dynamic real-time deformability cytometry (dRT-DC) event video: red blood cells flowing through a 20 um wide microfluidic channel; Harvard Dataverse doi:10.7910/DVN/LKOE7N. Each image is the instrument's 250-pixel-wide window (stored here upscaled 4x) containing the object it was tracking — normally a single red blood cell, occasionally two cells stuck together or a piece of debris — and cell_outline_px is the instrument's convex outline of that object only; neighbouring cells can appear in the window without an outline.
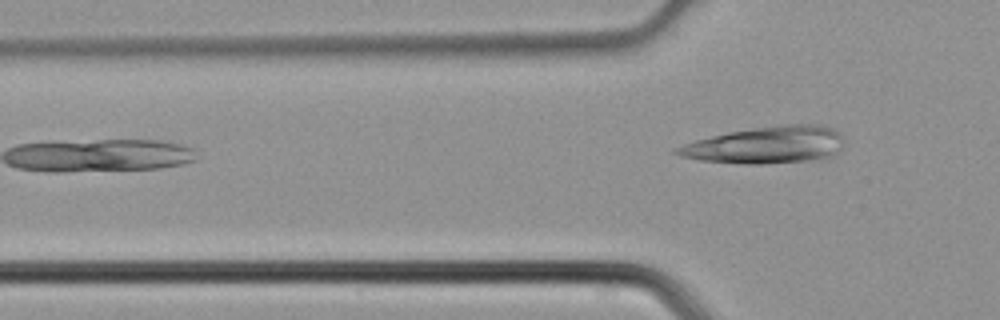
{"species": "common noctule bat (a hibernating species)", "species_latin": "Nyctalus noctula", "temperature_condition": "cold", "stored_images_in_passage": 4, "camera_frame_rate_fps": 3000, "um_per_image_px": 0.085, "animal": {"sex": "male", "body_mass_g": 21.5, "forearm_length_mm": 52.0}, "frame": {"image": 1, "passage_image": 4, "time_ms": 1.0, "image_size_px": [1000, 320], "cell_outline_px": [[844, 144], [840, 152], [824, 160], [760, 164], [744, 164], [700, 160], [680, 156], [672, 152], [672, 148], [696, 140], [728, 132], [756, 128], [788, 124], [824, 124], [836, 128], [844, 136]], "centroid_in_image_um": [65.22, 12.33], "position_along_channel_um": 60.6, "area_um2": 36.76}}